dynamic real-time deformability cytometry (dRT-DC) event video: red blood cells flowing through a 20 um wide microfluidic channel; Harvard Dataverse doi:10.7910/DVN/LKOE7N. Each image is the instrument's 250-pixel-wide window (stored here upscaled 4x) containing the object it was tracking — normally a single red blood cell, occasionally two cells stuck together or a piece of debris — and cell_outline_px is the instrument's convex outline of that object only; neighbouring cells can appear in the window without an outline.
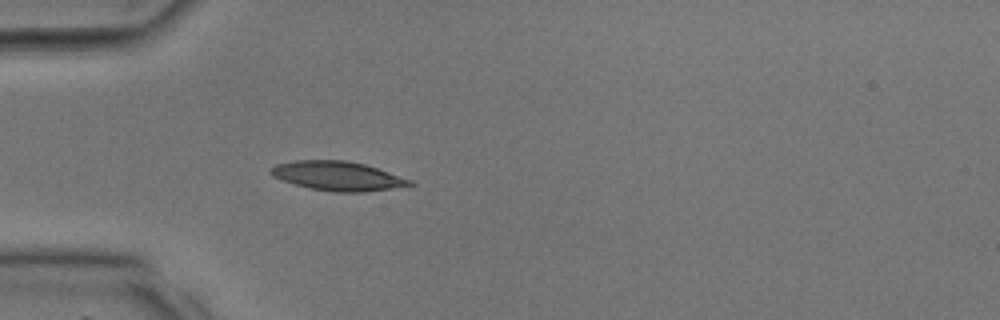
{"species": "common noctule bat (a hibernating species)", "species_latin": "Nyctalus noctula", "temperature_condition": "room temperature", "stored_images_in_passage": 8, "camera_frame_rate_fps": 3000, "um_per_image_px": 0.085, "animal": {"sex": "male", "body_mass_g": 17.9, "forearm_length_mm": 54.2}, "frame": {"image": 1, "passage_image": 1, "time_ms": 0.0, "image_size_px": [1000, 320], "cell_outline_px": [[416, 184], [364, 192], [336, 192], [308, 188], [280, 180], [272, 176], [268, 172], [276, 164], [296, 160], [348, 160], [364, 164], [412, 180]], "centroid_in_image_um": [28.65, 14.95], "position_along_channel_um": 56.3, "area_um2": 23.58}}
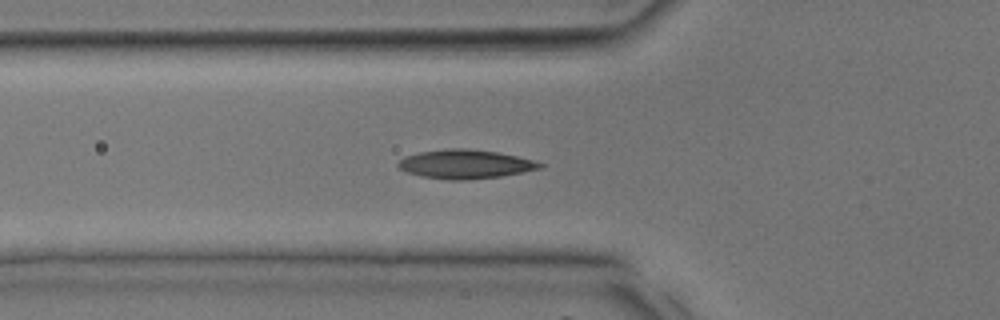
{"frame": {"image": 2, "passage_image": 3, "time_ms": 0.667, "image_size_px": [1000, 320], "cell_outline_px": [[544, 164], [540, 168], [500, 176], [464, 180], [448, 180], [420, 176], [408, 172], [400, 168], [396, 164], [404, 156], [420, 152], [448, 148], [468, 148], [496, 152], [516, 156], [532, 160]], "centroid_in_image_um": [39.49, 13.95], "position_along_channel_um": 86.3, "area_um2": 23.64}}